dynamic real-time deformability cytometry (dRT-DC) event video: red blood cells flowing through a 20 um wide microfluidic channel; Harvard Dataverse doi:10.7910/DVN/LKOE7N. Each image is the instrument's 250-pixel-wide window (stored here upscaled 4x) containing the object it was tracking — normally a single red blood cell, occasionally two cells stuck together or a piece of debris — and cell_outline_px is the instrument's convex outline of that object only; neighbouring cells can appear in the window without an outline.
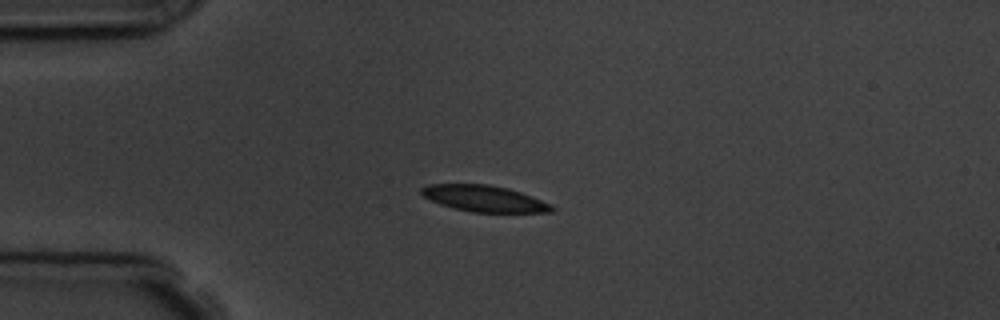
{"species": "common noctule bat (a hibernating species)", "species_latin": "Nyctalus noctula", "temperature_condition": "room temperature", "stored_images_in_passage": 5, "camera_frame_rate_fps": 3000, "um_per_image_px": 0.085, "animal": {"sex": "male", "body_mass_g": 19.5, "forearm_length_mm": 54.6}, "frame": {"image": 1, "passage_image": 1, "time_ms": 0.0, "image_size_px": [1000, 320], "cell_outline_px": [[556, 208], [552, 212], [472, 212], [452, 208], [440, 204], [424, 196], [420, 192], [420, 188], [428, 184], [488, 184], [508, 188], [532, 196], [552, 204]], "centroid_in_image_um": [41.17, 16.87], "position_along_channel_um": 43.8, "area_um2": 20.0}}